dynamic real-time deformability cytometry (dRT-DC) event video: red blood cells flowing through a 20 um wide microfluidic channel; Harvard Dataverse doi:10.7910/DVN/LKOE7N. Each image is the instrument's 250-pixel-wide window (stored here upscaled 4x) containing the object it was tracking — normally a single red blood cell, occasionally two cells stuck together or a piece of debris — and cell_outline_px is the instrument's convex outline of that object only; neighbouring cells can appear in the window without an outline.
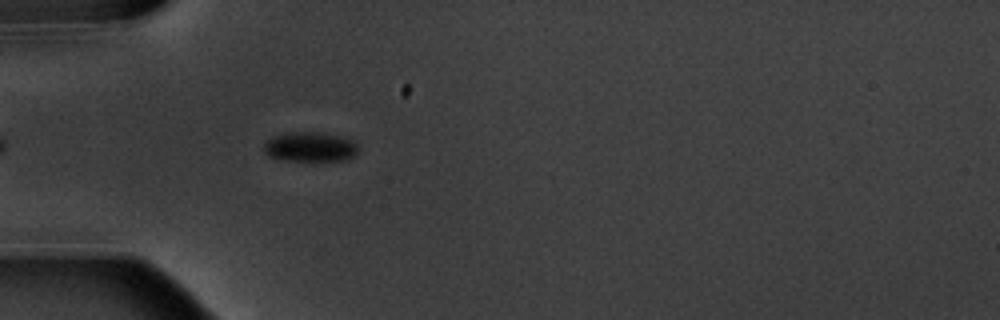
{"species": "common noctule bat (a hibernating species)", "species_latin": "Nyctalus noctula", "temperature_condition": "warm", "stored_images_in_passage": 1, "camera_frame_rate_fps": 3000, "um_per_image_px": 0.085, "animal": {"sex": "male", "body_mass_g": 20.1, "forearm_length_mm": 53.5}, "frame": {"image": 1, "passage_image": 1, "time_ms": 0.0, "image_size_px": [1000, 320], "cell_outline_px": [[356, 152], [348, 160], [312, 164], [284, 160], [268, 156], [264, 152], [264, 144], [268, 140], [276, 136], [296, 132], [324, 132], [340, 136], [352, 140], [356, 144]], "centroid_in_image_um": [26.38, 12.55], "position_along_channel_um": 58.6, "area_um2": 16.94}}